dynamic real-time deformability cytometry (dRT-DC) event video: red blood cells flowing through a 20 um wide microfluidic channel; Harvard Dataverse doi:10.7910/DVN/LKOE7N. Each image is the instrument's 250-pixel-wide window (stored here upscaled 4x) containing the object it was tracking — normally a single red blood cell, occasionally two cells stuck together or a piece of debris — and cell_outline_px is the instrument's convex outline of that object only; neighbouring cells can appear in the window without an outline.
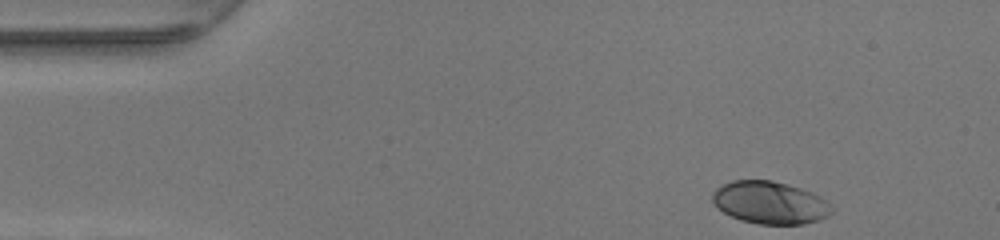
{"species": "human", "species_latin": "Homo sapiens", "temperature_condition": "warm", "stored_images_in_passage": 35, "camera_frame_rate_fps": 3000, "um_per_image_px": 0.085, "donor": {"sex": "female"}, "frame": {"image": 1, "passage_image": 1, "time_ms": 0.0, "image_size_px": [1000, 240], "cell_outline_px": [[832, 212], [828, 216], [820, 220], [804, 224], [760, 224], [740, 220], [724, 212], [712, 200], [712, 192], [716, 188], [732, 180], [772, 180], [788, 184], [800, 188], [820, 196], [828, 204]], "centroid_in_image_um": [65.44, 17.22], "position_along_channel_um": 19.6, "area_um2": 29.3}}
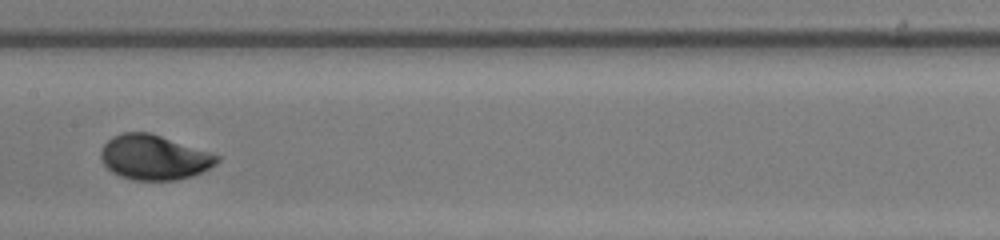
{"frame": {"image": 2, "passage_image": 20, "time_ms": 6.333, "image_size_px": [1000, 240], "cell_outline_px": [[220, 160], [216, 164], [192, 176], [176, 180], [132, 180], [120, 176], [112, 172], [100, 160], [100, 152], [104, 144], [112, 136], [120, 132], [152, 132], [220, 156]], "centroid_in_image_um": [13.06, 13.36], "position_along_channel_um": 194.3, "area_um2": 30.46}}
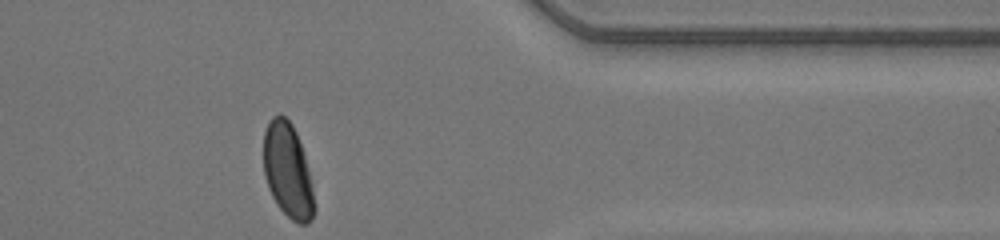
{"frame": {"image": 3, "passage_image": 35, "time_ms": 11.333, "image_size_px": [1000, 240], "cell_outline_px": [[316, 208], [312, 220], [308, 224], [300, 224], [292, 220], [280, 208], [272, 196], [268, 188], [264, 176], [264, 132], [272, 116], [280, 112], [292, 124], [296, 132], [304, 156], [312, 184]], "centroid_in_image_um": [24.46, 14.52], "position_along_channel_um": 386.9, "area_um2": 27.92}, "authors_computed_cell_mechanics": {"area_um2": 29.8826, "velocity_mm_per_s": 4.2329, "shape_relaxation_time_tau1_ms": 2.2709, "shape_relaxation_time_tau2_ms": null, "deformation_change_tau1": 0.1456, "deformation_change_tau2": null}}